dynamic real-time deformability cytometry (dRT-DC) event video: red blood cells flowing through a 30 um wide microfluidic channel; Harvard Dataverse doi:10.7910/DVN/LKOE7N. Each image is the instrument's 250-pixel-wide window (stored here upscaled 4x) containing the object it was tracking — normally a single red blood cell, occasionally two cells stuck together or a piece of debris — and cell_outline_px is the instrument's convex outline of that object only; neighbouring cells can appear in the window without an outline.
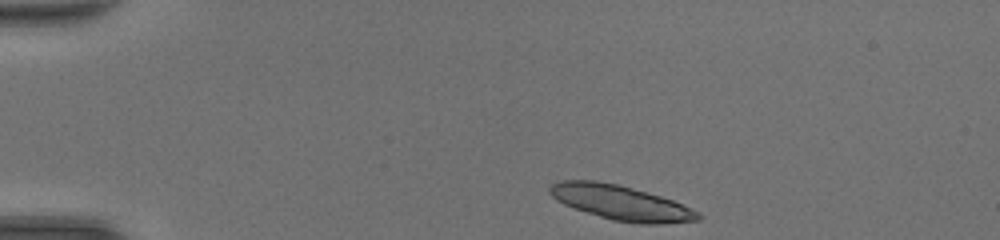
{"species": "common noctule bat (a hibernating species)", "species_latin": "Nyctalus noctula", "temperature_condition": "room temperature", "stored_images_in_passage": 39, "segment_of_instrument_passage": [1, 2], "camera_frame_rate_fps": 3000, "um_per_image_px": 0.085, "animal": {"sex": "female", "body_mass_g": 20.0, "forearm_length_mm": 54.0}, "frame": {"image": 1, "passage_image": 1, "time_ms": 0.0, "image_size_px": [1000, 240], "cell_outline_px": [[704, 216], [700, 220], [660, 224], [640, 224], [612, 220], [564, 204], [556, 200], [548, 192], [548, 188], [552, 184], [560, 180], [596, 180], [616, 184], [632, 188], [660, 196], [672, 200], [700, 212]], "centroid_in_image_um": [52.79, 17.23], "position_along_channel_um": 32.2, "area_um2": 29.88}}